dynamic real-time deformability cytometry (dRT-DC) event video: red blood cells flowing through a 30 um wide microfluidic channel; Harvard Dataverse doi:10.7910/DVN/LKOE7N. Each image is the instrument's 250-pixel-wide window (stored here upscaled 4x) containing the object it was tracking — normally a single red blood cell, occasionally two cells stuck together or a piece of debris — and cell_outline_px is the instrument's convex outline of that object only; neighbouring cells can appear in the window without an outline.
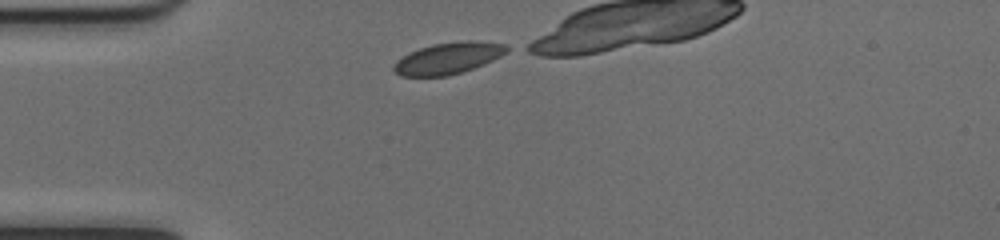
{"species": "common noctule bat (a hibernating species)", "species_latin": "Nyctalus noctula", "temperature_condition": "cold", "stored_images_in_passage": 13, "camera_frame_rate_fps": 3000, "um_per_image_px": 0.085, "animal": {"sex": "female", "body_mass_g": 17.0, "forearm_length_mm": 48.0}, "frame": {"image": 1, "passage_image": 1, "time_ms": 0.0, "image_size_px": [1000, 240], "cell_outline_px": [[512, 48], [508, 52], [484, 64], [448, 76], [400, 76], [392, 68], [396, 60], [408, 52], [432, 44], [468, 40], [504, 44]], "centroid_in_image_um": [38.08, 4.94], "position_along_channel_um": 46.9, "area_um2": 20.69}}
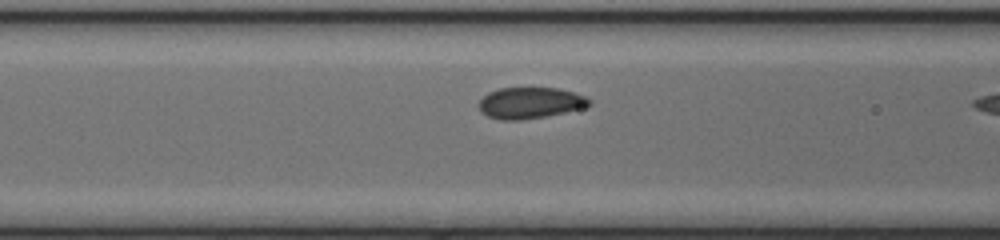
{"frame": {"image": 2, "passage_image": 8, "time_ms": 2.333, "image_size_px": [1000, 240], "cell_outline_px": [[592, 104], [580, 108], [564, 112], [544, 116], [520, 120], [500, 120], [488, 116], [480, 112], [476, 104], [488, 92], [500, 88], [556, 88], [576, 92], [592, 100]], "centroid_in_image_um": [45.02, 8.74], "position_along_channel_um": 121.6, "area_um2": 20.11}}
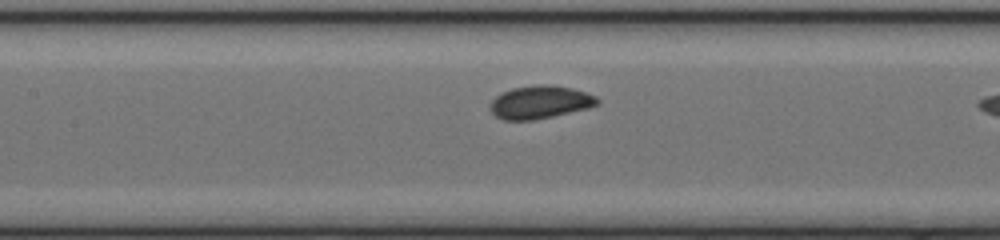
{"frame": {"image": 3, "passage_image": 11, "time_ms": 3.333, "image_size_px": [1000, 240], "cell_outline_px": [[600, 104], [588, 108], [536, 120], [504, 120], [496, 116], [488, 108], [492, 100], [496, 96], [512, 88], [540, 84], [548, 84], [572, 88], [596, 96], [600, 100]], "centroid_in_image_um": [45.91, 8.69], "position_along_channel_um": 161.5, "area_um2": 20.63}}